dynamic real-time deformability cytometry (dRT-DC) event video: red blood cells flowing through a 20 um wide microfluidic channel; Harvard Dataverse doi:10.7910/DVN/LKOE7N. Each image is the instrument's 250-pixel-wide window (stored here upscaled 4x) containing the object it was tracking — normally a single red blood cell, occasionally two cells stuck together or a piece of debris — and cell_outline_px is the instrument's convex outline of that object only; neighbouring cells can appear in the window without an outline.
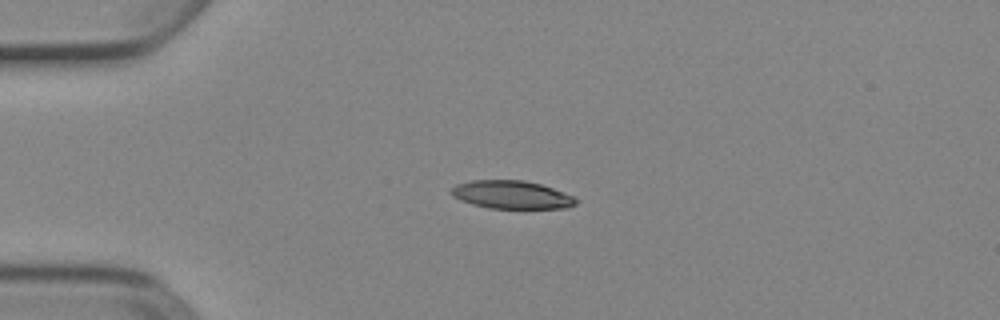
{"species": "Egyptian fruit bat (a non-hibernating species)", "species_latin": "Rousettus aegyptiacus", "temperature_condition": "cold", "stored_images_in_passage": 8, "camera_frame_rate_fps": 3000, "um_per_image_px": 0.085, "animal": {"sex": "female"}, "frame": {"image": 1, "passage_image": 1, "time_ms": 0.0, "image_size_px": [1000, 320], "cell_outline_px": [[576, 204], [568, 208], [488, 208], [472, 204], [460, 200], [452, 196], [448, 192], [456, 184], [472, 180], [524, 180], [540, 184], [552, 188], [572, 196], [576, 200]], "centroid_in_image_um": [43.43, 16.55], "position_along_channel_um": 41.6, "area_um2": 20.35}}
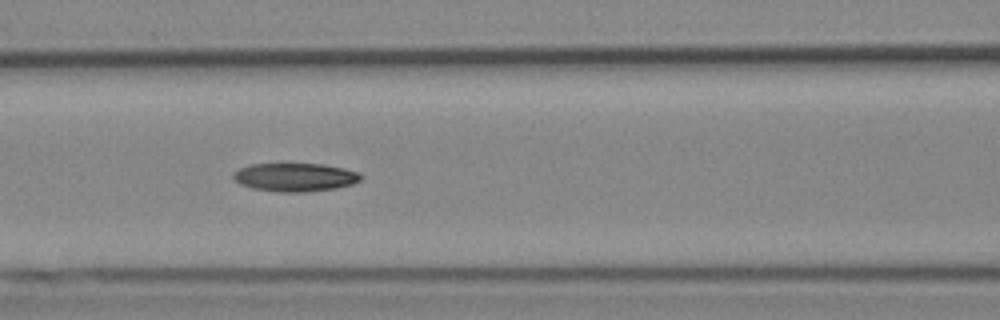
{"frame": {"image": 2, "passage_image": 4, "time_ms": 1.0, "image_size_px": [1000, 320], "cell_outline_px": [[364, 176], [360, 180], [352, 184], [336, 188], [304, 192], [280, 192], [252, 188], [240, 184], [232, 176], [240, 168], [252, 164], [320, 164], [344, 168], [360, 172]], "centroid_in_image_um": [25.12, 15.06], "position_along_channel_um": 141.5, "area_um2": 20.98}}
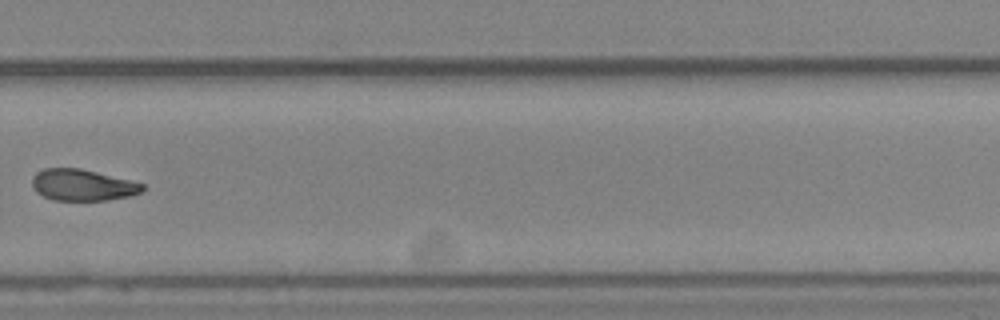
{"frame": {"image": 3, "passage_image": 8, "time_ms": 2.333, "image_size_px": [1000, 320], "cell_outline_px": [[144, 188], [140, 192], [128, 196], [104, 200], [52, 200], [36, 192], [32, 188], [32, 180], [36, 172], [44, 168], [80, 168], [144, 184]], "centroid_in_image_um": [6.95, 15.72], "position_along_channel_um": 322.8, "area_um2": 19.94}}